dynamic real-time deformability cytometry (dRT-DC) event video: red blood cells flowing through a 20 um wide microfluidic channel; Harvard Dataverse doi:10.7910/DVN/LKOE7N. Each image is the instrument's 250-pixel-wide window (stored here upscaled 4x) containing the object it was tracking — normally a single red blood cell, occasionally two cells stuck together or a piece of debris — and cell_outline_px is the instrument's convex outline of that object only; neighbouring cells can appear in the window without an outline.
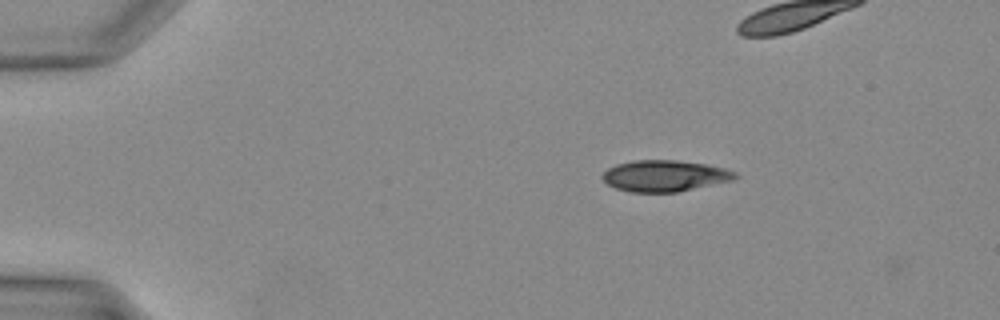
{"species": "Egyptian fruit bat (a non-hibernating species)", "species_latin": "Rousettus aegyptiacus", "temperature_condition": "warm", "stored_images_in_passage": 8, "camera_frame_rate_fps": 3000, "um_per_image_px": 0.085, "animal": {"sex": "female"}, "frame": {"image": 1, "passage_image": 2, "time_ms": 0.333, "image_size_px": [1000, 320], "cell_outline_px": [[740, 176], [732, 180], [676, 192], [628, 192], [616, 188], [608, 184], [600, 176], [608, 168], [616, 164], [636, 160], [676, 160], [704, 164], [724, 168], [736, 172]], "centroid_in_image_um": [56.48, 14.94], "position_along_channel_um": 28.5, "area_um2": 24.04}}